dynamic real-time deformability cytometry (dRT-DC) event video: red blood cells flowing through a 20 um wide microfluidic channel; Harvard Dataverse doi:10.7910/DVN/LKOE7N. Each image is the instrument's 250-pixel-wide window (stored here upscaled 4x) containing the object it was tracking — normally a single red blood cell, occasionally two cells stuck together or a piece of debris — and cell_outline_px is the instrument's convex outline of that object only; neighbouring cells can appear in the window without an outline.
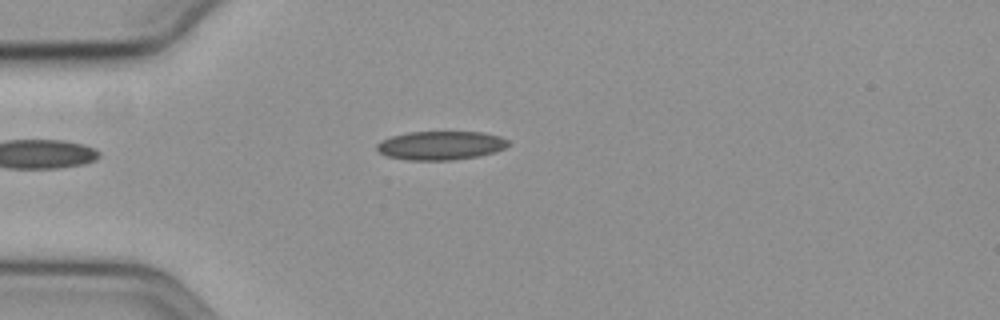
{"species": "common noctule bat (a hibernating species)", "species_latin": "Nyctalus noctula", "temperature_condition": "cold", "stored_images_in_passage": 36, "camera_frame_rate_fps": 3000, "um_per_image_px": 0.085, "animal": {"sex": "female", "body_mass_g": 19.3, "forearm_length_mm": 54.1}, "frame": {"image": 1, "passage_image": 1, "time_ms": 0.0, "image_size_px": [1000, 320], "cell_outline_px": [[508, 144], [504, 148], [496, 152], [480, 156], [452, 160], [408, 160], [384, 156], [376, 148], [376, 144], [380, 140], [392, 136], [408, 132], [484, 132], [500, 136], [508, 140]], "centroid_in_image_um": [37.44, 12.37], "position_along_channel_um": 47.6, "area_um2": 22.2}}
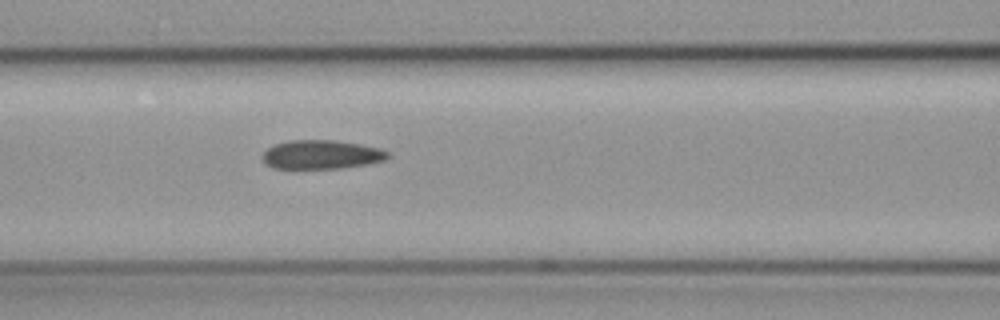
{"frame": {"image": 2, "passage_image": 10, "time_ms": 3.0, "image_size_px": [1000, 320], "cell_outline_px": [[392, 156], [384, 160], [368, 164], [340, 168], [272, 168], [264, 164], [260, 156], [268, 148], [276, 144], [288, 140], [336, 140], [360, 144], [380, 148], [388, 152]], "centroid_in_image_um": [27.31, 13.14], "position_along_channel_um": 139.3, "area_um2": 21.27}}
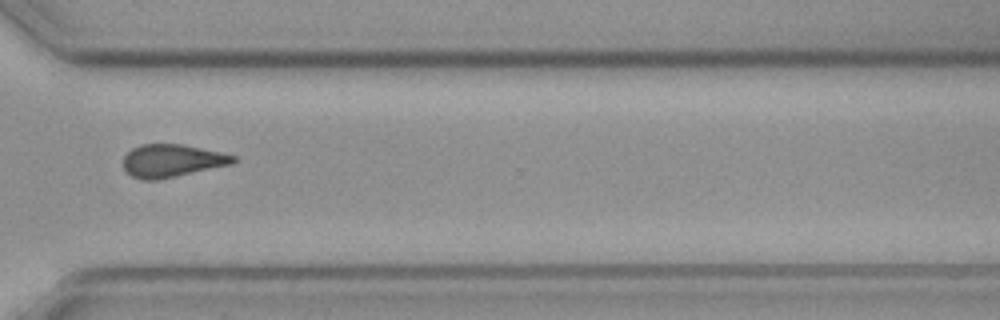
{"frame": {"image": 3, "passage_image": 28, "time_ms": 9.0, "image_size_px": [1000, 320], "cell_outline_px": [[236, 160], [232, 164], [160, 180], [144, 180], [132, 176], [124, 168], [124, 156], [132, 148], [140, 144], [180, 144], [220, 152], [236, 156]], "centroid_in_image_um": [14.61, 13.67], "position_along_channel_um": 356.0, "area_um2": 20.92}, "authors_computed_cell_mechanics": {"area_um2": 21.4727, "velocity_mm_per_s": 3.6144, "shape_relaxation_time_tau1_ms": null, "shape_relaxation_time_tau2_ms": 4.3387, "deformation_change_tau1": null, "deformation_change_tau2": 0.1192}}